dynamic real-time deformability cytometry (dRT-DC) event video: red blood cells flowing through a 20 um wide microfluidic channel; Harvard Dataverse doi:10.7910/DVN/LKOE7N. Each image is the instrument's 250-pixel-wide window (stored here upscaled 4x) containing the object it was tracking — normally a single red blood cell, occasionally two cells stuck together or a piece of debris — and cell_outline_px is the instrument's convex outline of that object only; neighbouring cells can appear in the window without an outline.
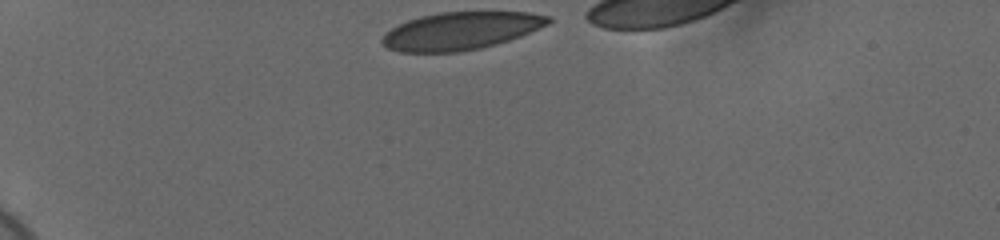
{"species": "human", "species_latin": "Homo sapiens", "temperature_condition": "cold", "stored_images_in_passage": 35, "camera_frame_rate_fps": 3000, "um_per_image_px": 0.085, "donor": {"sex": "female"}, "frame": {"image": 1, "passage_image": 1, "time_ms": 0.0, "image_size_px": [1000, 240], "cell_outline_px": [[552, 20], [548, 24], [520, 36], [496, 44], [480, 48], [460, 52], [400, 52], [388, 48], [380, 40], [392, 28], [408, 20], [420, 16], [440, 12], [528, 12], [552, 16]], "centroid_in_image_um": [39.19, 2.62], "position_along_channel_um": 45.8, "area_um2": 36.24}}
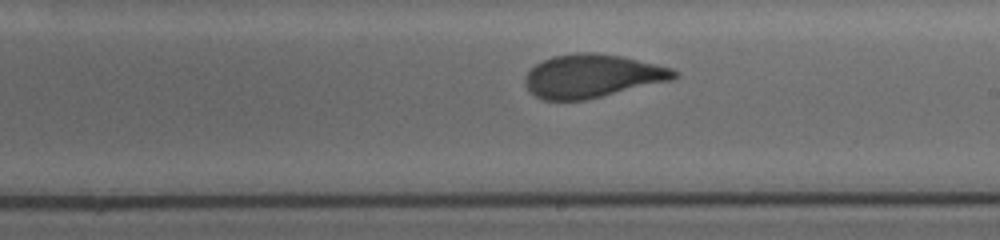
{"frame": {"image": 2, "passage_image": 21, "time_ms": 6.667, "image_size_px": [1000, 240], "cell_outline_px": [[680, 72], [672, 80], [584, 100], [544, 100], [528, 92], [524, 84], [524, 76], [536, 64], [552, 56], [576, 52], [588, 52], [620, 56], [656, 64], [672, 68]], "centroid_in_image_um": [50.3, 6.46], "position_along_channel_um": 238.7, "area_um2": 37.51}}
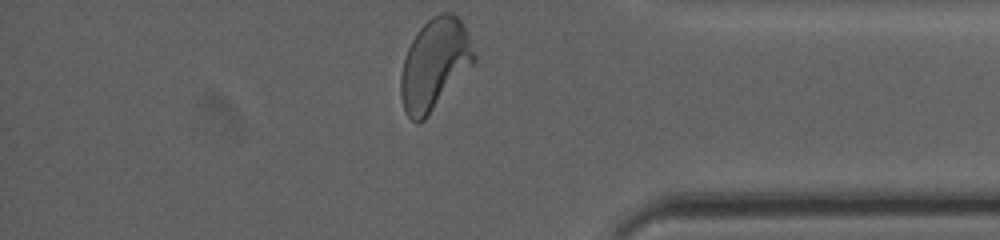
{"frame": {"image": 3, "passage_image": 35, "time_ms": 11.333, "image_size_px": [1000, 240], "cell_outline_px": [[476, 60], [428, 116], [424, 120], [416, 124], [408, 116], [404, 108], [400, 96], [400, 76], [404, 56], [416, 32], [432, 16], [440, 12], [452, 12], [464, 24], [476, 56]], "centroid_in_image_um": [36.92, 5.45], "position_along_channel_um": 398.3, "area_um2": 38.73}, "authors_computed_cell_mechanics": {"area_um2": 38.148, "velocity_mm_per_s": 3.6769, "shape_relaxation_time_tau1_ms": 4.1335, "shape_relaxation_time_tau2_ms": null, "deformation_change_tau1": 0.1579, "deformation_change_tau2": null}}